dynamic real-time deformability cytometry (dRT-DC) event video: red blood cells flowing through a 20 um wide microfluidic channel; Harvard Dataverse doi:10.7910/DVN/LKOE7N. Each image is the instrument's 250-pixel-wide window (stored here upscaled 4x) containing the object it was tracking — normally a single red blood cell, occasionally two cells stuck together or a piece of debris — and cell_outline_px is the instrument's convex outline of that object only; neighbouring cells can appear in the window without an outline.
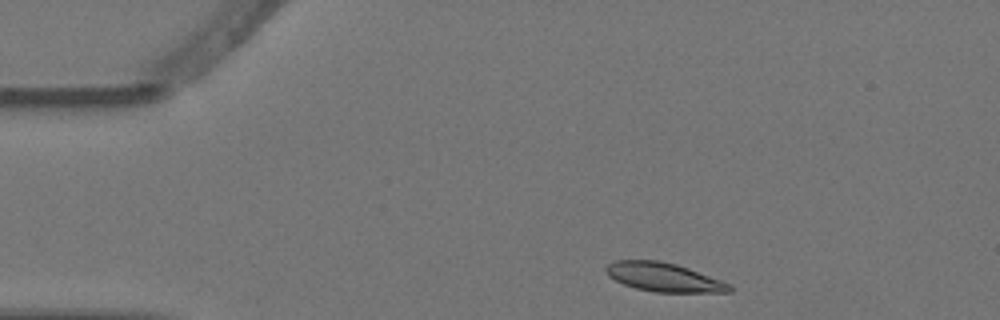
{"species": "Egyptian fruit bat (a non-hibernating species)", "species_latin": "Rousettus aegyptiacus", "temperature_condition": "warm", "stored_images_in_passage": 3, "camera_frame_rate_fps": 3000, "um_per_image_px": 0.085, "animal": {"sex": "female"}, "frame": {"image": 1, "passage_image": 1, "time_ms": 0.0, "image_size_px": [1000, 320], "cell_outline_px": [[732, 292], [656, 292], [636, 288], [624, 284], [608, 276], [604, 268], [608, 264], [616, 260], [660, 260], [676, 264], [688, 268], [732, 284]], "centroid_in_image_um": [56.43, 23.56], "position_along_channel_um": 28.6, "area_um2": 20.69}}